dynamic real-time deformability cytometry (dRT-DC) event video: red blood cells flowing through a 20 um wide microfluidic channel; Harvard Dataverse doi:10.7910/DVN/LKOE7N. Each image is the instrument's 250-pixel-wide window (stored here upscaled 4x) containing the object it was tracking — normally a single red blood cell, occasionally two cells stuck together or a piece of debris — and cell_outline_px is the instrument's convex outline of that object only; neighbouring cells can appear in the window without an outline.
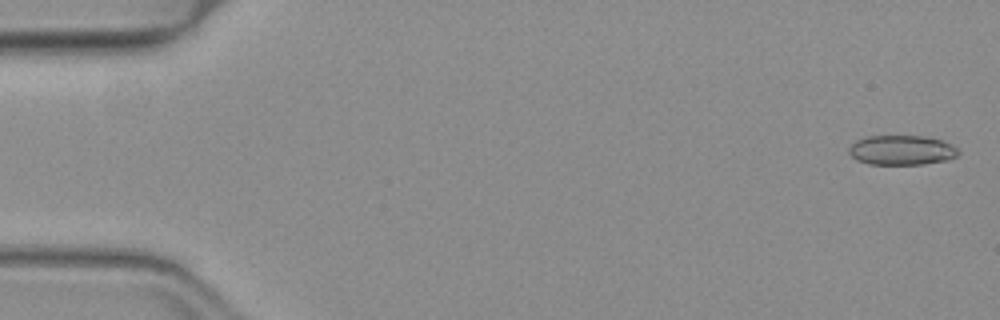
{"species": "common noctule bat (a hibernating species)", "species_latin": "Nyctalus noctula", "temperature_condition": "warm", "stored_images_in_passage": 52, "camera_frame_rate_fps": 3000, "um_per_image_px": 0.085, "animal": {"sex": "female", "body_mass_g": 19.3, "forearm_length_mm": 54.1}, "frame": {"image": 1, "passage_image": 2, "time_ms": 0.333, "image_size_px": [1000, 320], "cell_outline_px": [[960, 152], [956, 156], [948, 160], [924, 164], [868, 164], [856, 160], [848, 152], [848, 148], [856, 140], [868, 136], [924, 136], [940, 140], [952, 144]], "centroid_in_image_um": [76.63, 12.76], "position_along_channel_um": 8.4, "area_um2": 18.96}}
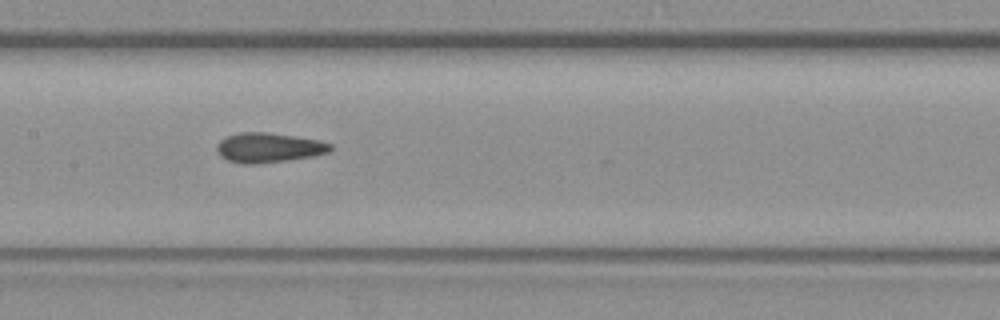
{"frame": {"image": 2, "passage_image": 26, "time_ms": 8.333, "image_size_px": [1000, 320], "cell_outline_px": [[332, 148], [328, 152], [312, 156], [256, 164], [240, 164], [228, 160], [220, 156], [216, 152], [216, 144], [220, 140], [228, 136], [240, 132], [264, 132], [296, 136], [316, 140], [332, 144]], "centroid_in_image_um": [22.78, 12.55], "position_along_channel_um": 184.6, "area_um2": 19.54}}
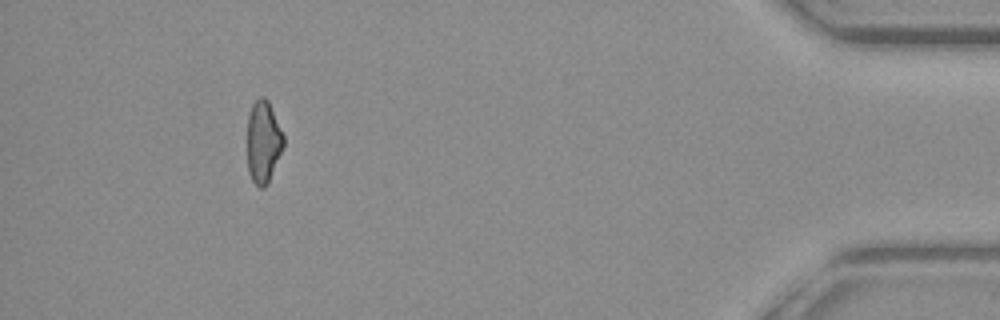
{"frame": {"image": 3, "passage_image": 48, "time_ms": 15.667, "image_size_px": [1000, 320], "cell_outline_px": [[284, 144], [268, 184], [264, 188], [260, 188], [252, 180], [248, 172], [248, 116], [252, 104], [260, 96], [264, 96], [268, 100], [284, 136]], "centroid_in_image_um": [22.38, 12.06], "position_along_channel_um": 412.8, "area_um2": 17.28}, "authors_computed_cell_mechanics": {"area_um2": 19.1318, "velocity_mm_per_s": 4.0195, "shape_relaxation_time_tau1_ms": 5.0599, "shape_relaxation_time_tau2_ms": 2.9835, "deformation_change_tau1": 0.1294, "deformation_change_tau2": 0.1123}}